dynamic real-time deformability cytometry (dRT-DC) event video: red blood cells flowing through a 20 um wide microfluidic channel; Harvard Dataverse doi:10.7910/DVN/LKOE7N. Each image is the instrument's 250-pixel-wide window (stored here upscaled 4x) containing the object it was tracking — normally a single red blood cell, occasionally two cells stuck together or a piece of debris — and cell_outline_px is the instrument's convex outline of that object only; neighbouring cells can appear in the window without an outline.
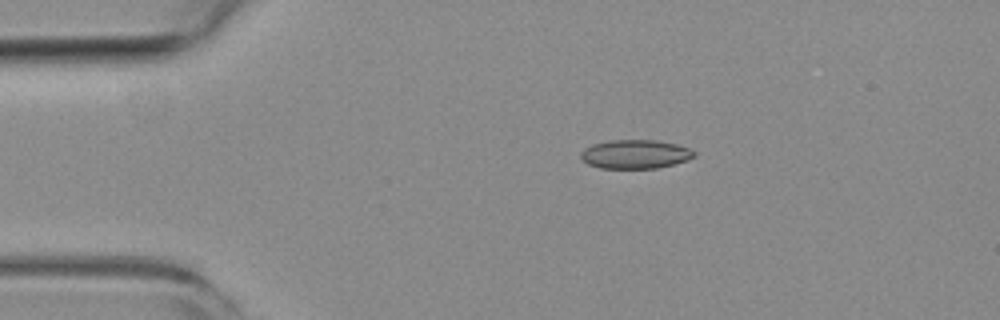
{"species": "common noctule bat (a hibernating species)", "species_latin": "Nyctalus noctula", "temperature_condition": "room temperature", "stored_images_in_passage": 46, "camera_frame_rate_fps": 3000, "um_per_image_px": 0.085, "animal": {"sex": "female", "body_mass_g": 19.3, "forearm_length_mm": 54.1}, "frame": {"image": 1, "passage_image": 3, "time_ms": 0.667, "image_size_px": [1000, 320], "cell_outline_px": [[696, 156], [688, 160], [656, 168], [600, 168], [588, 164], [580, 160], [580, 152], [584, 148], [592, 144], [612, 140], [656, 140], [676, 144], [688, 148], [696, 152]], "centroid_in_image_um": [53.97, 13.1], "position_along_channel_um": 31.0, "area_um2": 19.13}}
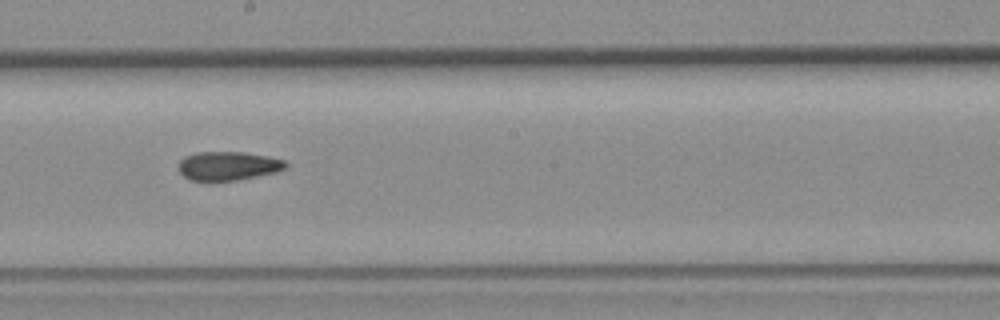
{"frame": {"image": 2, "passage_image": 22, "time_ms": 7.0, "image_size_px": [1000, 320], "cell_outline_px": [[288, 164], [284, 168], [276, 172], [236, 180], [208, 184], [188, 180], [180, 172], [180, 160], [184, 156], [196, 152], [244, 152], [268, 156], [284, 160]], "centroid_in_image_um": [19.33, 14.14], "position_along_channel_um": 228.9, "area_um2": 18.5}}
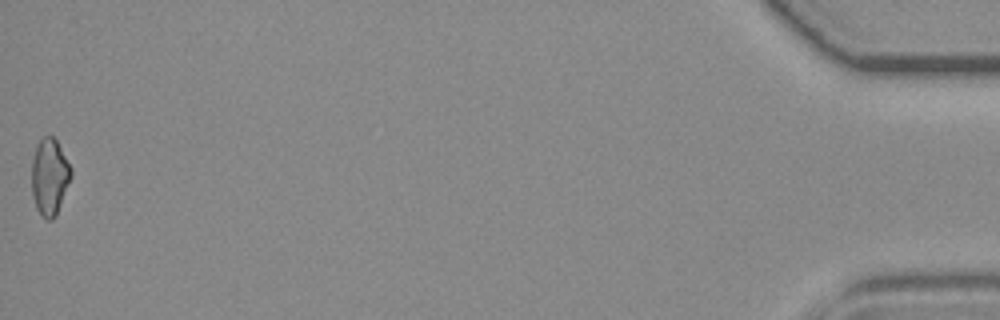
{"frame": {"image": 3, "passage_image": 46, "time_ms": 15.0, "image_size_px": [1000, 320], "cell_outline_px": [[72, 176], [56, 216], [52, 220], [48, 220], [40, 216], [36, 208], [32, 196], [32, 160], [36, 144], [44, 136], [52, 136], [56, 140], [72, 168]], "centroid_in_image_um": [4.21, 15.05], "position_along_channel_um": 431.0, "area_um2": 17.74}, "authors_computed_cell_mechanics": {"area_um2": 18.3515, "velocity_mm_per_s": 3.8511, "shape_relaxation_time_tau1_ms": null, "shape_relaxation_time_tau2_ms": 6.5271, "deformation_change_tau1": null, "deformation_change_tau2": 0.1352}}